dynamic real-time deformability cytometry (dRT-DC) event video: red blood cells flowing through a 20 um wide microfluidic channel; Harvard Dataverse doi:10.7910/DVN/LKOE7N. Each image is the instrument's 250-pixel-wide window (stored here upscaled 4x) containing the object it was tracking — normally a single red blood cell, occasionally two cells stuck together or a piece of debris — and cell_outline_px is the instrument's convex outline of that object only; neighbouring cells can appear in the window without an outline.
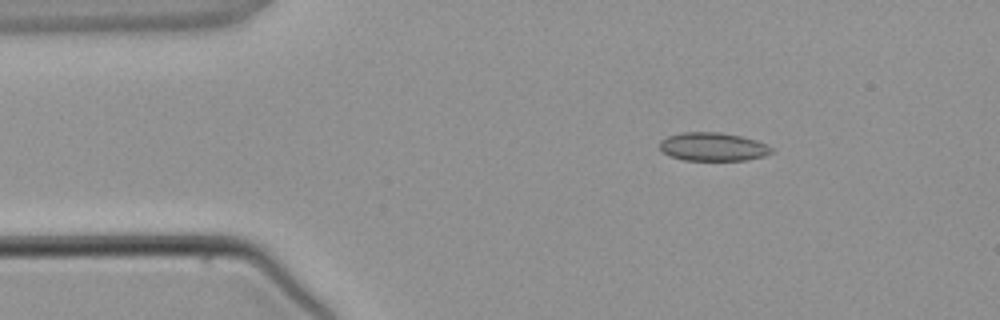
{"species": "common noctule bat (a hibernating species)", "species_latin": "Nyctalus noctula", "temperature_condition": "warm", "stored_images_in_passage": 3, "camera_frame_rate_fps": 3000, "um_per_image_px": 0.085, "animal": {"sex": "male", "body_mass_g": 21.5, "forearm_length_mm": 52.0}, "frame": {"image": 1, "passage_image": 1, "time_ms": 0.0, "image_size_px": [1000, 320], "cell_outline_px": [[776, 152], [764, 156], [748, 160], [684, 160], [668, 156], [660, 148], [660, 140], [668, 136], [684, 132], [720, 132], [740, 136], [756, 140], [768, 144], [776, 148]], "centroid_in_image_um": [60.67, 12.48], "position_along_channel_um": 24.3, "area_um2": 18.79}}
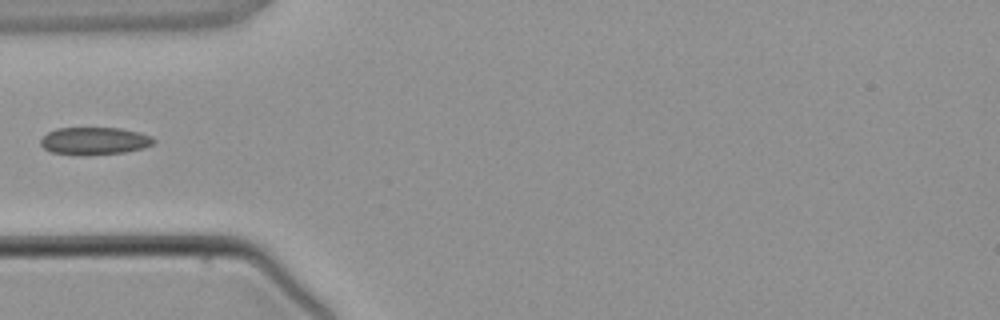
{"frame": {"image": 2, "passage_image": 3, "time_ms": 2.333, "image_size_px": [1000, 320], "cell_outline_px": [[156, 140], [152, 144], [144, 148], [124, 152], [88, 156], [80, 156], [52, 152], [44, 148], [40, 144], [40, 140], [48, 132], [56, 128], [120, 128], [140, 132], [152, 136]], "centroid_in_image_um": [8.04, 11.99], "position_along_channel_um": 77.0, "area_um2": 18.38}}